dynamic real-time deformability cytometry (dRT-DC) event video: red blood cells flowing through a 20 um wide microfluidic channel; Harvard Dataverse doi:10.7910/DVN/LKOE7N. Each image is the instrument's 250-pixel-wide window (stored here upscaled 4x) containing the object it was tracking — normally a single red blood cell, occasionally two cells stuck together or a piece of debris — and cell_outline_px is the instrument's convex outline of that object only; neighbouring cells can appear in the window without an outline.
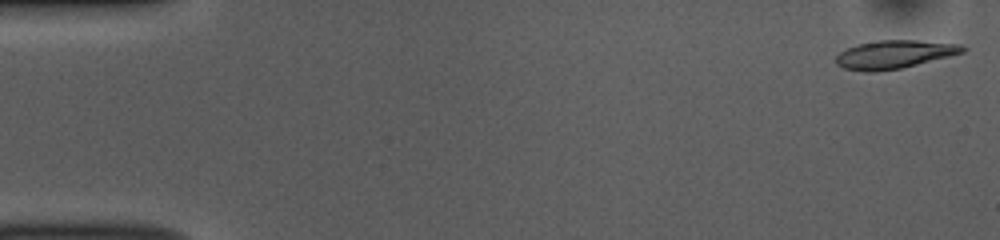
{"species": "common noctule bat (a hibernating species)", "species_latin": "Nyctalus noctula", "temperature_condition": "room temperature", "stored_images_in_passage": 51, "camera_frame_rate_fps": 3000, "um_per_image_px": 0.085, "animal": {"sex": "female", "body_mass_g": 10.0, "forearm_length_mm": 53.1}, "frame": {"image": 1, "passage_image": 1, "time_ms": 0.0, "image_size_px": [1000, 240], "cell_outline_px": [[968, 48], [964, 52], [900, 68], [868, 72], [864, 72], [844, 68], [836, 64], [836, 56], [840, 52], [856, 44], [880, 40], [916, 40], [960, 44]], "centroid_in_image_um": [76.0, 4.61], "position_along_channel_um": 9.0, "area_um2": 20.58}}
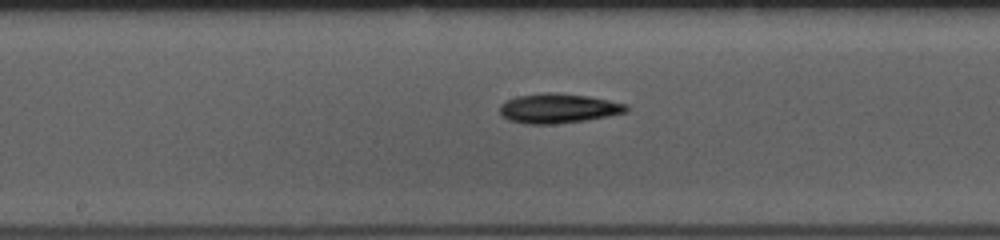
{"frame": {"image": 2, "passage_image": 26, "time_ms": 8.333, "image_size_px": [1000, 240], "cell_outline_px": [[628, 112], [588, 120], [552, 124], [528, 124], [508, 120], [500, 116], [500, 104], [516, 96], [544, 92], [552, 92], [588, 96], [628, 104]], "centroid_in_image_um": [47.45, 9.21], "position_along_channel_um": 200.8, "area_um2": 21.96}}
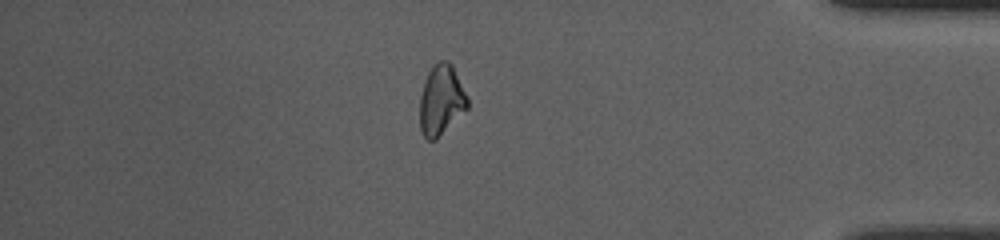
{"frame": {"image": 3, "passage_image": 44, "time_ms": 14.333, "image_size_px": [1000, 240], "cell_outline_px": [[468, 108], [436, 140], [428, 140], [420, 132], [420, 96], [424, 80], [432, 64], [440, 60], [448, 60], [452, 64], [468, 96]], "centroid_in_image_um": [37.5, 8.49], "position_along_channel_um": 397.7, "area_um2": 19.83}, "authors_computed_cell_mechanics": {"area_um2": 20.519, "velocity_mm_per_s": 3.8563, "shape_relaxation_time_tau1_ms": 5.8238, "shape_relaxation_time_tau2_ms": null, "deformation_change_tau1": 0.1553, "deformation_change_tau2": null}}